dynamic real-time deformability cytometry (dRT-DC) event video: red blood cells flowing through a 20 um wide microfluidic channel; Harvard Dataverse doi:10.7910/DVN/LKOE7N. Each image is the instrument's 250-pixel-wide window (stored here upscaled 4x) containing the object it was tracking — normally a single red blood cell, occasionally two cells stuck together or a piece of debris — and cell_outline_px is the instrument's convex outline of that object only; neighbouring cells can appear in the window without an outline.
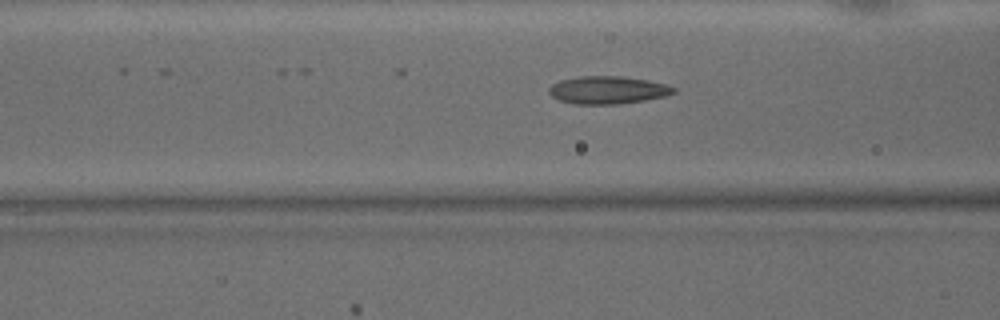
{"species": "common noctule bat (a hibernating species)", "species_latin": "Nyctalus noctula", "temperature_condition": "warm", "stored_images_in_passage": 7, "camera_frame_rate_fps": 3000, "um_per_image_px": 0.085, "animal": {"sex": "male", "body_mass_g": 15.6}, "frame": {"image": 1, "passage_image": 5, "time_ms": 1.333, "image_size_px": [1000, 320], "cell_outline_px": [[676, 92], [664, 96], [644, 100], [620, 104], [576, 104], [560, 100], [552, 96], [548, 92], [548, 88], [552, 84], [560, 80], [580, 76], [620, 76], [648, 80], [668, 84], [676, 88]], "centroid_in_image_um": [51.67, 7.65], "position_along_channel_um": 114.9, "area_um2": 20.17}}